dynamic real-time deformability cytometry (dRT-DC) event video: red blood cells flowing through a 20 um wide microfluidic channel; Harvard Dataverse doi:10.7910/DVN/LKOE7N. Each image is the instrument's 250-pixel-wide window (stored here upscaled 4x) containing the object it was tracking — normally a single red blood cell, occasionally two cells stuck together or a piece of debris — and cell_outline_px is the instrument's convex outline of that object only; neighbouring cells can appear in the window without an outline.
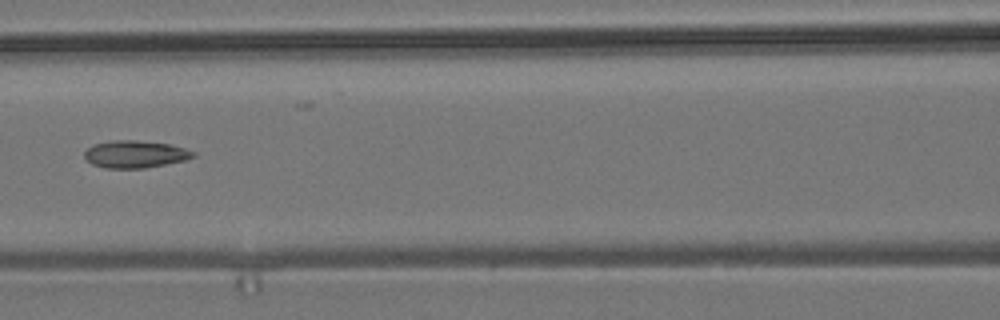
{"species": "common noctule bat (a hibernating species)", "species_latin": "Nyctalus noctula", "temperature_condition": "room temperature", "stored_images_in_passage": 6, "camera_frame_rate_fps": 3000, "um_per_image_px": 0.085, "animal": {"sex": "male", "body_mass_g": 19.2, "forearm_length_mm": 51.8}, "frame": {"image": 1, "passage_image": 4, "time_ms": 3.667, "image_size_px": [1000, 320], "cell_outline_px": [[196, 156], [184, 160], [144, 168], [104, 168], [92, 164], [84, 156], [84, 152], [92, 144], [112, 140], [136, 140], [168, 144], [184, 148], [196, 152]], "centroid_in_image_um": [11.46, 13.1], "position_along_channel_um": 155.1, "area_um2": 17.22}}
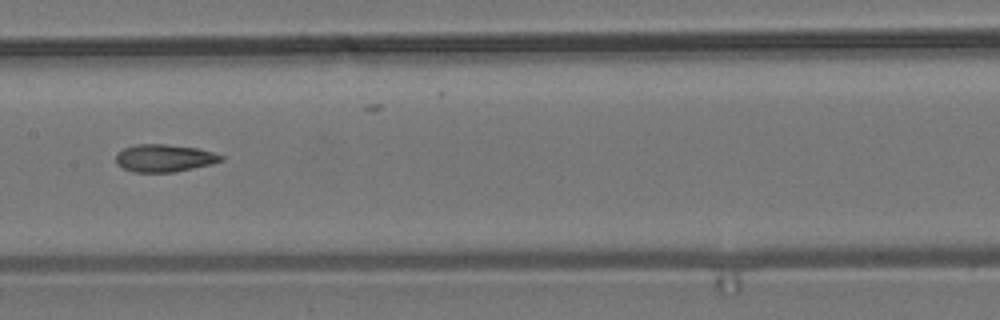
{"frame": {"image": 2, "passage_image": 5, "time_ms": 4.667, "image_size_px": [1000, 320], "cell_outline_px": [[224, 160], [212, 164], [176, 172], [132, 172], [116, 164], [116, 152], [124, 148], [136, 144], [164, 144], [200, 148], [224, 156]], "centroid_in_image_um": [13.97, 13.44], "position_along_channel_um": 193.4, "area_um2": 17.05}}